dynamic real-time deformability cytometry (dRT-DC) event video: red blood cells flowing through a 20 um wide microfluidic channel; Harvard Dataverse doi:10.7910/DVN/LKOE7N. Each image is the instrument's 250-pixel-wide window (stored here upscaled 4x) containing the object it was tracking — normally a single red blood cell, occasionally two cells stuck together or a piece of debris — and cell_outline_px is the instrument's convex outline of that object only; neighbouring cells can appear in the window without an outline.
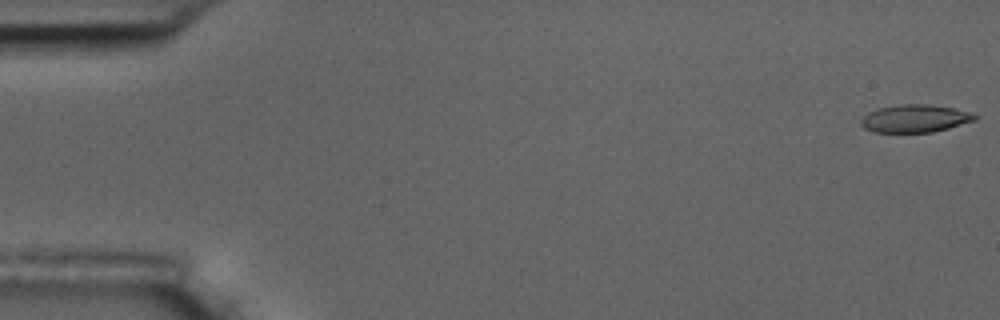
{"species": "common noctule bat (a hibernating species)", "species_latin": "Nyctalus noctula", "temperature_condition": "room temperature", "stored_images_in_passage": 8, "camera_frame_rate_fps": 3000, "um_per_image_px": 0.085, "animal": {"sex": "male", "body_mass_g": 17.5, "forearm_length_mm": 52.3}, "frame": {"image": 1, "passage_image": 1, "time_ms": 0.0, "image_size_px": [1000, 320], "cell_outline_px": [[980, 116], [976, 120], [948, 128], [932, 132], [872, 132], [864, 128], [860, 124], [860, 120], [868, 112], [880, 108], [900, 104], [928, 104], [952, 108], [968, 112]], "centroid_in_image_um": [77.76, 10.07], "position_along_channel_um": 7.2, "area_um2": 18.32}}
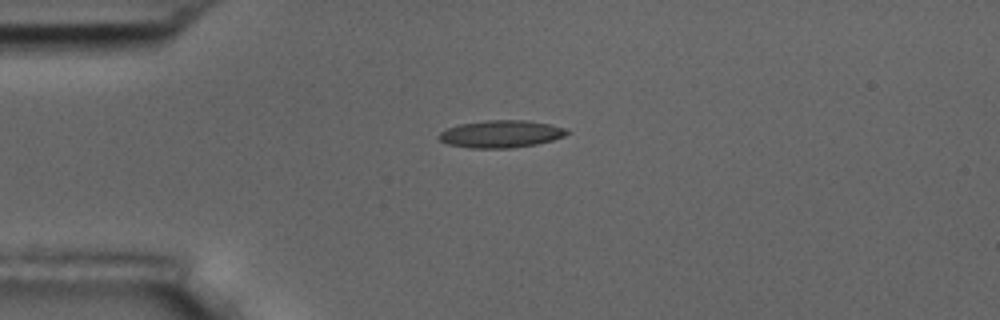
{"frame": {"image": 2, "passage_image": 5, "time_ms": 4.333, "image_size_px": [1000, 320], "cell_outline_px": [[572, 132], [564, 136], [552, 140], [536, 144], [512, 148], [468, 148], [448, 144], [440, 140], [436, 136], [440, 132], [448, 128], [460, 124], [488, 120], [524, 120], [548, 124], [568, 128]], "centroid_in_image_um": [42.6, 11.39], "position_along_channel_um": 42.4, "area_um2": 20.46}}